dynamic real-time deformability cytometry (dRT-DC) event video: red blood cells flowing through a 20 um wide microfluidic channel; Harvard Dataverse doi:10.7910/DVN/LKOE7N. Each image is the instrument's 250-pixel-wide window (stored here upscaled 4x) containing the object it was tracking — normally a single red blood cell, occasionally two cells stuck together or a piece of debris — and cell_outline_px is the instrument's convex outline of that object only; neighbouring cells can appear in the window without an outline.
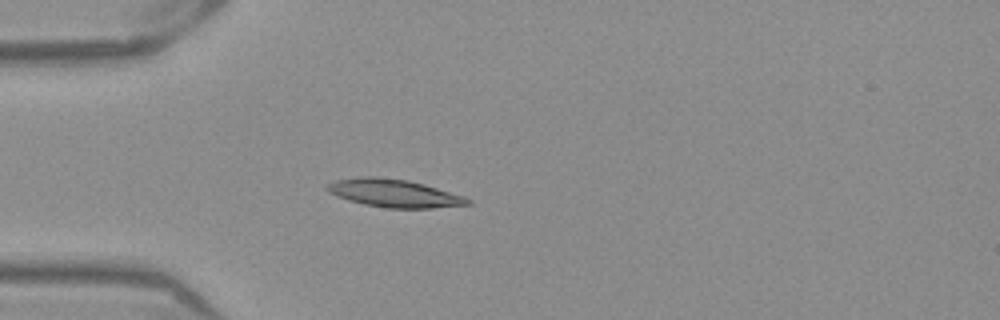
{"species": "Egyptian fruit bat (a non-hibernating species)", "species_latin": "Rousettus aegyptiacus", "temperature_condition": "warm", "stored_images_in_passage": 52, "camera_frame_rate_fps": 3000, "um_per_image_px": 0.085, "frame": {"image": 1, "passage_image": 15, "time_ms": 4.667, "image_size_px": [1000, 320], "cell_outline_px": [[472, 204], [432, 208], [388, 208], [364, 204], [348, 200], [336, 196], [328, 192], [324, 188], [328, 184], [336, 180], [364, 176], [376, 176], [408, 180], [424, 184], [464, 196], [472, 200]], "centroid_in_image_um": [33.49, 16.42], "position_along_channel_um": 51.5, "area_um2": 22.89}}
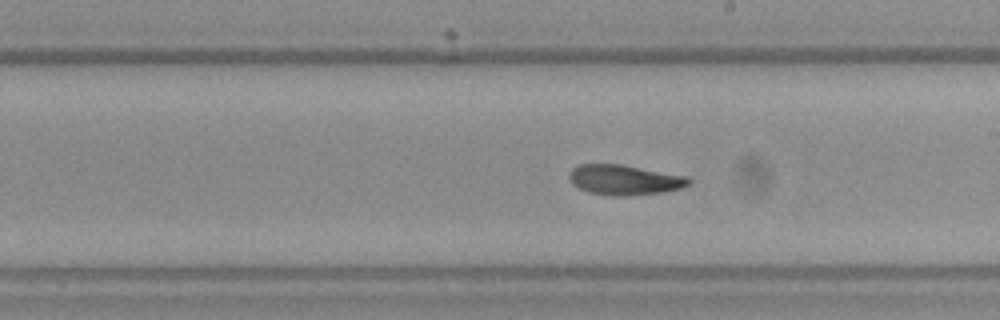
{"frame": {"image": 2, "passage_image": 30, "time_ms": 9.667, "image_size_px": [1000, 320], "cell_outline_px": [[692, 180], [688, 184], [680, 188], [664, 192], [628, 196], [616, 196], [588, 192], [572, 184], [568, 176], [568, 172], [572, 168], [580, 164], [620, 164], [688, 176]], "centroid_in_image_um": [53.07, 15.28], "position_along_channel_um": 235.9, "area_um2": 21.04}}
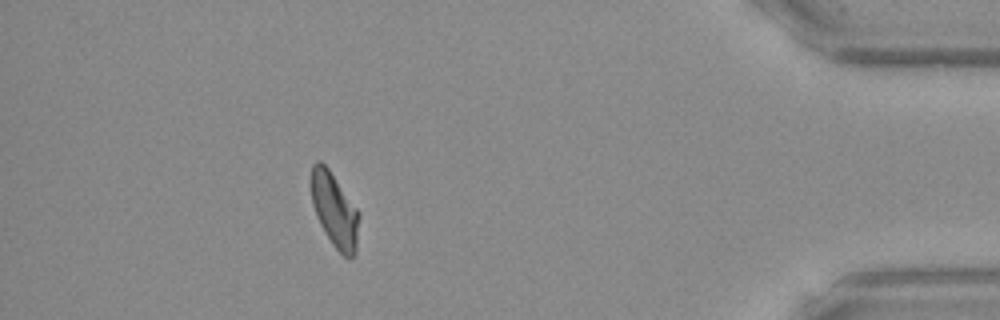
{"frame": {"image": 3, "passage_image": 47, "time_ms": 15.333, "image_size_px": [1000, 320], "cell_outline_px": [[360, 216], [356, 252], [348, 260], [332, 244], [320, 224], [316, 216], [312, 204], [312, 164], [316, 160], [320, 160], [328, 168], [360, 212]], "centroid_in_image_um": [28.46, 17.88], "position_along_channel_um": 406.7, "area_um2": 20.69}, "authors_computed_cell_mechanics": {"area_um2": 20.9236, "velocity_mm_per_s": 3.9002, "shape_relaxation_time_tau1_ms": 9.1287, "shape_relaxation_time_tau2_ms": 5.53, "deformation_change_tau1": 0.1932, "deformation_change_tau2": 0.1158}}